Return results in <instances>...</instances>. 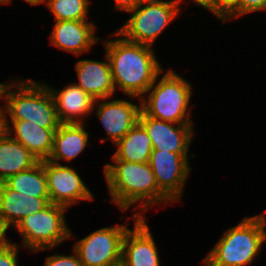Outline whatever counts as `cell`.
I'll return each instance as SVG.
<instances>
[{
	"instance_id": "8",
	"label": "cell",
	"mask_w": 266,
	"mask_h": 266,
	"mask_svg": "<svg viewBox=\"0 0 266 266\" xmlns=\"http://www.w3.org/2000/svg\"><path fill=\"white\" fill-rule=\"evenodd\" d=\"M128 226L116 225L98 229L73 246L83 266H119L122 243Z\"/></svg>"
},
{
	"instance_id": "28",
	"label": "cell",
	"mask_w": 266,
	"mask_h": 266,
	"mask_svg": "<svg viewBox=\"0 0 266 266\" xmlns=\"http://www.w3.org/2000/svg\"><path fill=\"white\" fill-rule=\"evenodd\" d=\"M144 0H115V10L127 12L138 7Z\"/></svg>"
},
{
	"instance_id": "26",
	"label": "cell",
	"mask_w": 266,
	"mask_h": 266,
	"mask_svg": "<svg viewBox=\"0 0 266 266\" xmlns=\"http://www.w3.org/2000/svg\"><path fill=\"white\" fill-rule=\"evenodd\" d=\"M20 247L15 243H9L0 250V266H18V251Z\"/></svg>"
},
{
	"instance_id": "17",
	"label": "cell",
	"mask_w": 266,
	"mask_h": 266,
	"mask_svg": "<svg viewBox=\"0 0 266 266\" xmlns=\"http://www.w3.org/2000/svg\"><path fill=\"white\" fill-rule=\"evenodd\" d=\"M48 87L53 95L61 123H86L84 116L93 113L96 105L90 95L74 83L65 86L62 90Z\"/></svg>"
},
{
	"instance_id": "18",
	"label": "cell",
	"mask_w": 266,
	"mask_h": 266,
	"mask_svg": "<svg viewBox=\"0 0 266 266\" xmlns=\"http://www.w3.org/2000/svg\"><path fill=\"white\" fill-rule=\"evenodd\" d=\"M50 198L30 197L11 189L5 182L0 183V222L8 229L30 214L44 209Z\"/></svg>"
},
{
	"instance_id": "5",
	"label": "cell",
	"mask_w": 266,
	"mask_h": 266,
	"mask_svg": "<svg viewBox=\"0 0 266 266\" xmlns=\"http://www.w3.org/2000/svg\"><path fill=\"white\" fill-rule=\"evenodd\" d=\"M163 72L164 69L156 76L147 91V99L146 97L141 99L142 110L155 119L176 124H193L190 111H187L192 95V84L171 69L166 70L158 82L157 77Z\"/></svg>"
},
{
	"instance_id": "9",
	"label": "cell",
	"mask_w": 266,
	"mask_h": 266,
	"mask_svg": "<svg viewBox=\"0 0 266 266\" xmlns=\"http://www.w3.org/2000/svg\"><path fill=\"white\" fill-rule=\"evenodd\" d=\"M44 171L50 203L69 208L78 200H93V194L74 168L44 160Z\"/></svg>"
},
{
	"instance_id": "19",
	"label": "cell",
	"mask_w": 266,
	"mask_h": 266,
	"mask_svg": "<svg viewBox=\"0 0 266 266\" xmlns=\"http://www.w3.org/2000/svg\"><path fill=\"white\" fill-rule=\"evenodd\" d=\"M86 123H61L54 133L53 147L47 160L60 163L70 162L87 147L89 133L85 130Z\"/></svg>"
},
{
	"instance_id": "21",
	"label": "cell",
	"mask_w": 266,
	"mask_h": 266,
	"mask_svg": "<svg viewBox=\"0 0 266 266\" xmlns=\"http://www.w3.org/2000/svg\"><path fill=\"white\" fill-rule=\"evenodd\" d=\"M115 146L112 160L125 162L147 163L153 150L151 139L139 122Z\"/></svg>"
},
{
	"instance_id": "2",
	"label": "cell",
	"mask_w": 266,
	"mask_h": 266,
	"mask_svg": "<svg viewBox=\"0 0 266 266\" xmlns=\"http://www.w3.org/2000/svg\"><path fill=\"white\" fill-rule=\"evenodd\" d=\"M114 164H105L104 175L111 201L122 211L128 210L135 203H140L139 217L154 204L172 202L157 186L155 175L147 163L113 160ZM142 210V212H141ZM141 212V213H140Z\"/></svg>"
},
{
	"instance_id": "1",
	"label": "cell",
	"mask_w": 266,
	"mask_h": 266,
	"mask_svg": "<svg viewBox=\"0 0 266 266\" xmlns=\"http://www.w3.org/2000/svg\"><path fill=\"white\" fill-rule=\"evenodd\" d=\"M111 35L118 39L105 40L104 44L115 89L141 100L163 68L152 46L119 38L116 31Z\"/></svg>"
},
{
	"instance_id": "32",
	"label": "cell",
	"mask_w": 266,
	"mask_h": 266,
	"mask_svg": "<svg viewBox=\"0 0 266 266\" xmlns=\"http://www.w3.org/2000/svg\"><path fill=\"white\" fill-rule=\"evenodd\" d=\"M12 0H0V4H9Z\"/></svg>"
},
{
	"instance_id": "14",
	"label": "cell",
	"mask_w": 266,
	"mask_h": 266,
	"mask_svg": "<svg viewBox=\"0 0 266 266\" xmlns=\"http://www.w3.org/2000/svg\"><path fill=\"white\" fill-rule=\"evenodd\" d=\"M96 27L87 20L55 21L50 43L59 49L80 56L100 40L95 36Z\"/></svg>"
},
{
	"instance_id": "30",
	"label": "cell",
	"mask_w": 266,
	"mask_h": 266,
	"mask_svg": "<svg viewBox=\"0 0 266 266\" xmlns=\"http://www.w3.org/2000/svg\"><path fill=\"white\" fill-rule=\"evenodd\" d=\"M196 5H200L213 13V0H193Z\"/></svg>"
},
{
	"instance_id": "34",
	"label": "cell",
	"mask_w": 266,
	"mask_h": 266,
	"mask_svg": "<svg viewBox=\"0 0 266 266\" xmlns=\"http://www.w3.org/2000/svg\"><path fill=\"white\" fill-rule=\"evenodd\" d=\"M0 130H1V112H0Z\"/></svg>"
},
{
	"instance_id": "16",
	"label": "cell",
	"mask_w": 266,
	"mask_h": 266,
	"mask_svg": "<svg viewBox=\"0 0 266 266\" xmlns=\"http://www.w3.org/2000/svg\"><path fill=\"white\" fill-rule=\"evenodd\" d=\"M105 60L107 62L83 59L75 64L79 83L74 84L94 100L110 99L116 91L106 53Z\"/></svg>"
},
{
	"instance_id": "13",
	"label": "cell",
	"mask_w": 266,
	"mask_h": 266,
	"mask_svg": "<svg viewBox=\"0 0 266 266\" xmlns=\"http://www.w3.org/2000/svg\"><path fill=\"white\" fill-rule=\"evenodd\" d=\"M103 100H95L98 103L96 115L108 138L116 144L139 122L142 101L137 105L122 99H112L109 102Z\"/></svg>"
},
{
	"instance_id": "31",
	"label": "cell",
	"mask_w": 266,
	"mask_h": 266,
	"mask_svg": "<svg viewBox=\"0 0 266 266\" xmlns=\"http://www.w3.org/2000/svg\"><path fill=\"white\" fill-rule=\"evenodd\" d=\"M24 1L29 3L30 5H37L39 0H24Z\"/></svg>"
},
{
	"instance_id": "7",
	"label": "cell",
	"mask_w": 266,
	"mask_h": 266,
	"mask_svg": "<svg viewBox=\"0 0 266 266\" xmlns=\"http://www.w3.org/2000/svg\"><path fill=\"white\" fill-rule=\"evenodd\" d=\"M66 207L49 203L44 209L25 216L15 227L23 247L31 252L53 249L73 238L65 219Z\"/></svg>"
},
{
	"instance_id": "27",
	"label": "cell",
	"mask_w": 266,
	"mask_h": 266,
	"mask_svg": "<svg viewBox=\"0 0 266 266\" xmlns=\"http://www.w3.org/2000/svg\"><path fill=\"white\" fill-rule=\"evenodd\" d=\"M239 0H213V14L221 19Z\"/></svg>"
},
{
	"instance_id": "11",
	"label": "cell",
	"mask_w": 266,
	"mask_h": 266,
	"mask_svg": "<svg viewBox=\"0 0 266 266\" xmlns=\"http://www.w3.org/2000/svg\"><path fill=\"white\" fill-rule=\"evenodd\" d=\"M134 229H127L122 243V266H160L157 245L147 225L145 216L136 212Z\"/></svg>"
},
{
	"instance_id": "20",
	"label": "cell",
	"mask_w": 266,
	"mask_h": 266,
	"mask_svg": "<svg viewBox=\"0 0 266 266\" xmlns=\"http://www.w3.org/2000/svg\"><path fill=\"white\" fill-rule=\"evenodd\" d=\"M39 160L23 144L0 130V183L10 176L30 169Z\"/></svg>"
},
{
	"instance_id": "24",
	"label": "cell",
	"mask_w": 266,
	"mask_h": 266,
	"mask_svg": "<svg viewBox=\"0 0 266 266\" xmlns=\"http://www.w3.org/2000/svg\"><path fill=\"white\" fill-rule=\"evenodd\" d=\"M266 10V0H239L222 18L221 21L232 20L248 13Z\"/></svg>"
},
{
	"instance_id": "29",
	"label": "cell",
	"mask_w": 266,
	"mask_h": 266,
	"mask_svg": "<svg viewBox=\"0 0 266 266\" xmlns=\"http://www.w3.org/2000/svg\"><path fill=\"white\" fill-rule=\"evenodd\" d=\"M7 228L0 222V250L7 246L11 241L6 238Z\"/></svg>"
},
{
	"instance_id": "3",
	"label": "cell",
	"mask_w": 266,
	"mask_h": 266,
	"mask_svg": "<svg viewBox=\"0 0 266 266\" xmlns=\"http://www.w3.org/2000/svg\"><path fill=\"white\" fill-rule=\"evenodd\" d=\"M10 83L2 87L1 99L6 102L1 107V116L9 115V120H27L42 128L60 126L55 101L48 85L36 83L31 78L27 81L11 79Z\"/></svg>"
},
{
	"instance_id": "4",
	"label": "cell",
	"mask_w": 266,
	"mask_h": 266,
	"mask_svg": "<svg viewBox=\"0 0 266 266\" xmlns=\"http://www.w3.org/2000/svg\"><path fill=\"white\" fill-rule=\"evenodd\" d=\"M264 213L245 217L224 232L203 260L205 266H245L256 259L266 242Z\"/></svg>"
},
{
	"instance_id": "22",
	"label": "cell",
	"mask_w": 266,
	"mask_h": 266,
	"mask_svg": "<svg viewBox=\"0 0 266 266\" xmlns=\"http://www.w3.org/2000/svg\"><path fill=\"white\" fill-rule=\"evenodd\" d=\"M11 189L30 197L49 198L44 160L4 181Z\"/></svg>"
},
{
	"instance_id": "33",
	"label": "cell",
	"mask_w": 266,
	"mask_h": 266,
	"mask_svg": "<svg viewBox=\"0 0 266 266\" xmlns=\"http://www.w3.org/2000/svg\"><path fill=\"white\" fill-rule=\"evenodd\" d=\"M3 85H4V83H0V99H1V91H2ZM0 112H1V107H0Z\"/></svg>"
},
{
	"instance_id": "23",
	"label": "cell",
	"mask_w": 266,
	"mask_h": 266,
	"mask_svg": "<svg viewBox=\"0 0 266 266\" xmlns=\"http://www.w3.org/2000/svg\"><path fill=\"white\" fill-rule=\"evenodd\" d=\"M46 3L55 21L87 20L89 0H39L37 5Z\"/></svg>"
},
{
	"instance_id": "10",
	"label": "cell",
	"mask_w": 266,
	"mask_h": 266,
	"mask_svg": "<svg viewBox=\"0 0 266 266\" xmlns=\"http://www.w3.org/2000/svg\"><path fill=\"white\" fill-rule=\"evenodd\" d=\"M188 154L152 150L149 164L158 188L172 201L181 200L184 185L191 172Z\"/></svg>"
},
{
	"instance_id": "25",
	"label": "cell",
	"mask_w": 266,
	"mask_h": 266,
	"mask_svg": "<svg viewBox=\"0 0 266 266\" xmlns=\"http://www.w3.org/2000/svg\"><path fill=\"white\" fill-rule=\"evenodd\" d=\"M73 252V255H49L44 266H83L74 249Z\"/></svg>"
},
{
	"instance_id": "15",
	"label": "cell",
	"mask_w": 266,
	"mask_h": 266,
	"mask_svg": "<svg viewBox=\"0 0 266 266\" xmlns=\"http://www.w3.org/2000/svg\"><path fill=\"white\" fill-rule=\"evenodd\" d=\"M1 129L23 144L39 161L49 158L57 128H42L27 120H8L7 116H1Z\"/></svg>"
},
{
	"instance_id": "6",
	"label": "cell",
	"mask_w": 266,
	"mask_h": 266,
	"mask_svg": "<svg viewBox=\"0 0 266 266\" xmlns=\"http://www.w3.org/2000/svg\"><path fill=\"white\" fill-rule=\"evenodd\" d=\"M183 0H144L116 32L125 40L152 46L162 31L180 15ZM144 5V6H143Z\"/></svg>"
},
{
	"instance_id": "12",
	"label": "cell",
	"mask_w": 266,
	"mask_h": 266,
	"mask_svg": "<svg viewBox=\"0 0 266 266\" xmlns=\"http://www.w3.org/2000/svg\"><path fill=\"white\" fill-rule=\"evenodd\" d=\"M139 123L147 131L153 150L188 154L189 145L194 137L193 124H176L155 119L143 110L139 116Z\"/></svg>"
}]
</instances>
